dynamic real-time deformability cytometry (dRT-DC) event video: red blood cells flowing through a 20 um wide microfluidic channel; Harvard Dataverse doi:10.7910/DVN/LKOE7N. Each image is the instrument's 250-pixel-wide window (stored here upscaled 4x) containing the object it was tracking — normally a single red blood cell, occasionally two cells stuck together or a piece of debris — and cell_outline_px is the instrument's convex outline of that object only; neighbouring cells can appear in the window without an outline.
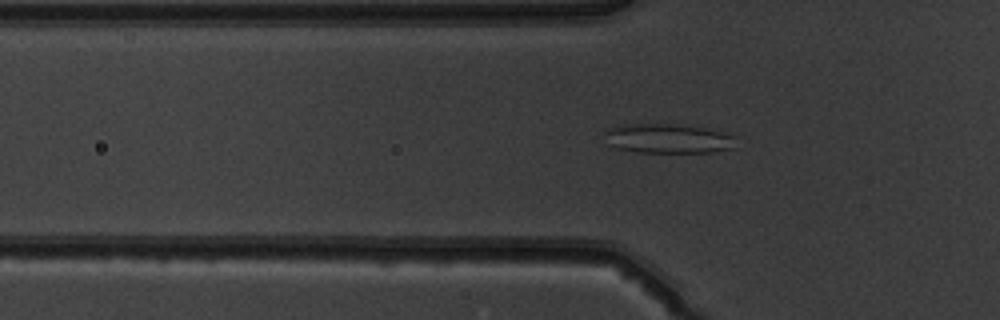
{"species": "common noctule bat (a hibernating species)", "species_latin": "Nyctalus noctula", "temperature_condition": "warm", "stored_images_in_passage": 49, "camera_frame_rate_fps": 3000, "um_per_image_px": 0.085, "animal": {"sex": "male", "body_mass_g": 19.5, "forearm_length_mm": 54.6}, "frame": {"image": 1, "passage_image": 16, "time_ms": 5.0, "image_size_px": [1000, 320], "cell_outline_px": [[736, 148], [712, 152], [636, 152], [616, 148], [608, 144], [604, 132], [608, 128], [624, 124], [676, 124], [700, 128], [720, 132], [732, 136]], "centroid_in_image_um": [56.72, 11.78], "position_along_channel_um": 69.1, "area_um2": 22.31}}
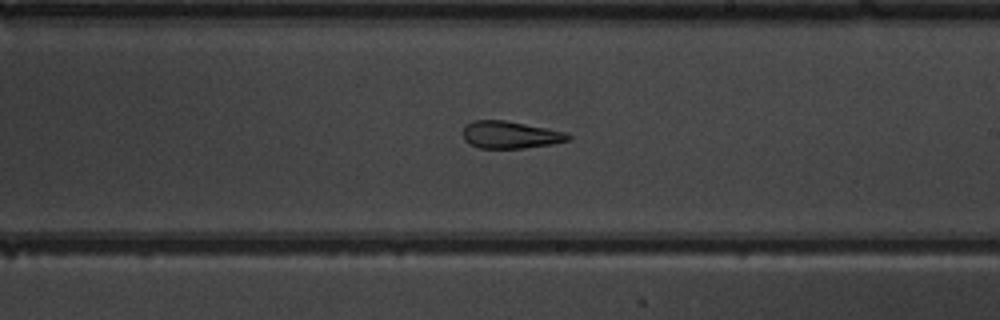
{"frame": {"image": 2, "passage_image": 29, "time_ms": 9.333, "image_size_px": [1000, 320], "cell_outline_px": [[572, 136], [568, 140], [552, 144], [524, 148], [480, 148], [464, 140], [464, 124], [472, 120], [504, 120], [564, 132]], "centroid_in_image_um": [43.34, 11.46], "position_along_channel_um": 245.7, "area_um2": 16.47}}
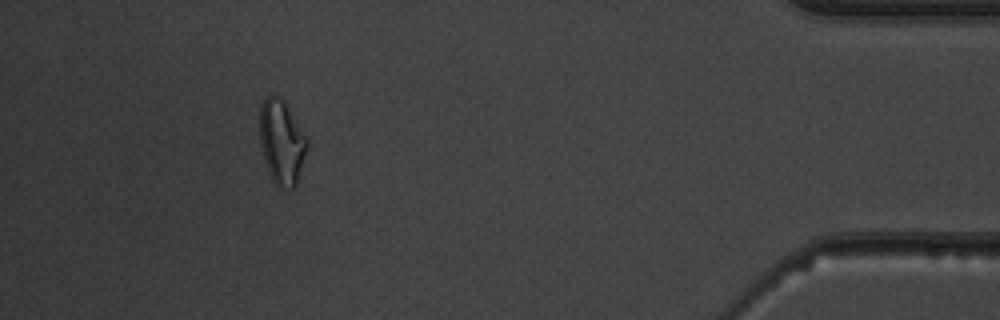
{"frame": {"image": 3, "passage_image": 45, "time_ms": 14.667, "image_size_px": [1000, 320], "cell_outline_px": [[308, 144], [296, 184], [292, 188], [280, 188], [272, 180], [268, 172], [264, 160], [260, 144], [260, 104], [264, 96], [272, 92], [280, 96], [288, 104], [308, 140]], "centroid_in_image_um": [23.92, 11.99], "position_along_channel_um": 411.3, "area_um2": 23.64}, "authors_computed_cell_mechanics": {"area_um2": 20.6924, "velocity_mm_per_s": 4.0981, "shape_relaxation_time_tau1_ms": null, "shape_relaxation_time_tau2_ms": 3.0933, "deformation_change_tau1": null, "deformation_change_tau2": 0.1119}}